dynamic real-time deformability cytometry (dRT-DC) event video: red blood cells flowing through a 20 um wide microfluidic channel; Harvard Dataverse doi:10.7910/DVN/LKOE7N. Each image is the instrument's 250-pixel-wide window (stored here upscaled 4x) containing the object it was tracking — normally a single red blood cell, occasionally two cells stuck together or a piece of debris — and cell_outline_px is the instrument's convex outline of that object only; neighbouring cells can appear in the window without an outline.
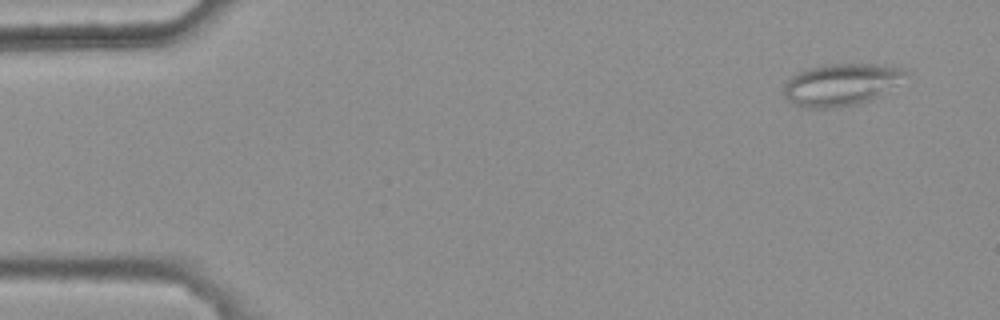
{"species": "common noctule bat (a hibernating species)", "species_latin": "Nyctalus noctula", "temperature_condition": "warm", "stored_images_in_passage": 4, "camera_frame_rate_fps": 3000, "um_per_image_px": 0.085, "animal": {"sex": "female", "body_mass_g": 25.1}, "frame": {"image": 1, "passage_image": 1, "time_ms": 0.0, "image_size_px": [1000, 320], "cell_outline_px": [[908, 72], [880, 96], [872, 100], [856, 104], [832, 108], [804, 108], [788, 100], [784, 96], [784, 84], [796, 72], [808, 68], [824, 64], [880, 64], [900, 68]], "centroid_in_image_um": [71.43, 7.19], "position_along_channel_um": 13.6, "area_um2": 29.59}}